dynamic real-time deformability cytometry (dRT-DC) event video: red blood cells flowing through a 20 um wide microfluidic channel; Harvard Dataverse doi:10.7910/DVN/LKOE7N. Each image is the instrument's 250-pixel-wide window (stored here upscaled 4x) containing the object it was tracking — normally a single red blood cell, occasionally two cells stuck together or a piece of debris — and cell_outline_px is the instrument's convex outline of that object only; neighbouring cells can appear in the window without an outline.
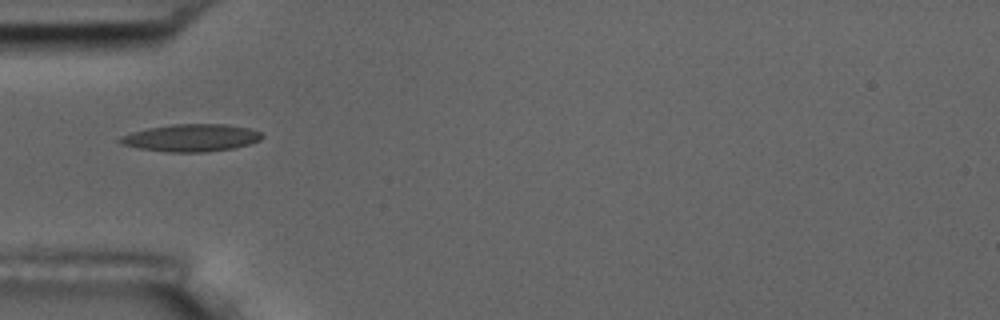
{"species": "common noctule bat (a hibernating species)", "species_latin": "Nyctalus noctula", "temperature_condition": "room temperature", "stored_images_in_passage": 2, "camera_frame_rate_fps": 3000, "um_per_image_px": 0.085, "animal": {"sex": "male", "body_mass_g": 17.5, "forearm_length_mm": 52.3}, "frame": {"image": 1, "passage_image": 1, "time_ms": 0.0, "image_size_px": [1000, 320], "cell_outline_px": [[264, 136], [260, 140], [248, 144], [232, 148], [204, 152], [164, 152], [140, 148], [120, 144], [116, 140], [120, 136], [132, 132], [148, 128], [172, 124], [224, 124], [248, 128], [260, 132]], "centroid_in_image_um": [16.21, 11.71], "position_along_channel_um": 68.8, "area_um2": 22.6}}